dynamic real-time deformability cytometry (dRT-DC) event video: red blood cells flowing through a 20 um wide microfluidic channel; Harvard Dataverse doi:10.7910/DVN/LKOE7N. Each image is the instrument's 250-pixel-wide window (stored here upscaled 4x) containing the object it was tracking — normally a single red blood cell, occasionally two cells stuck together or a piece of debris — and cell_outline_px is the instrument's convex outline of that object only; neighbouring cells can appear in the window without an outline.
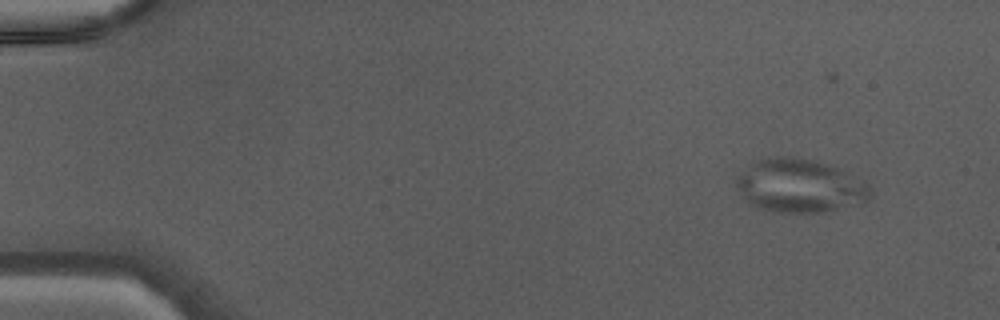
{"species": "Egyptian fruit bat (a non-hibernating species)", "species_latin": "Rousettus aegyptiacus", "temperature_condition": "warm", "stored_images_in_passage": 42, "camera_frame_rate_fps": 3000, "um_per_image_px": 0.085, "animal": {"sex": "male"}, "frame": {"image": 1, "passage_image": 1, "time_ms": 0.0, "image_size_px": [1000, 320], "cell_outline_px": [[872, 196], [868, 200], [860, 204], [824, 212], [776, 212], [760, 208], [752, 204], [748, 200], [736, 184], [736, 176], [740, 172], [752, 164], [760, 160], [776, 156], [792, 156], [816, 160], [840, 168], [868, 184]], "centroid_in_image_um": [68.04, 15.79], "position_along_channel_um": 17.0, "area_um2": 41.5}}
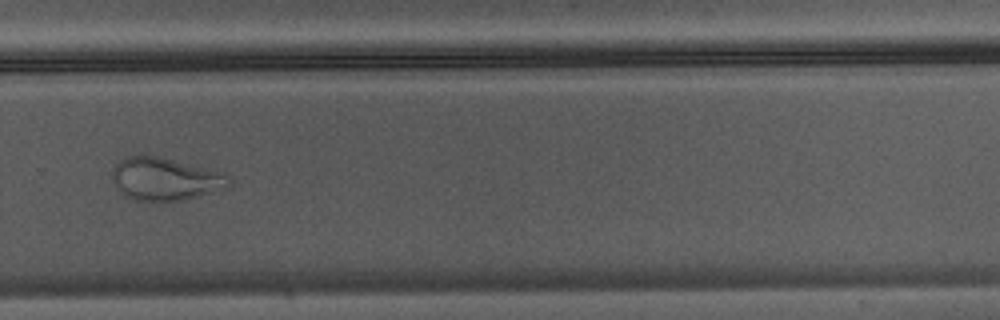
{"frame": {"image": 2, "passage_image": 29, "time_ms": 9.333, "image_size_px": [1000, 320], "cell_outline_px": [[232, 184], [228, 188], [216, 192], [180, 200], [136, 200], [120, 192], [112, 180], [112, 168], [124, 156], [160, 156], [228, 172], [232, 180]], "centroid_in_image_um": [14.13, 15.19], "position_along_channel_um": 315.7, "area_um2": 29.54}}
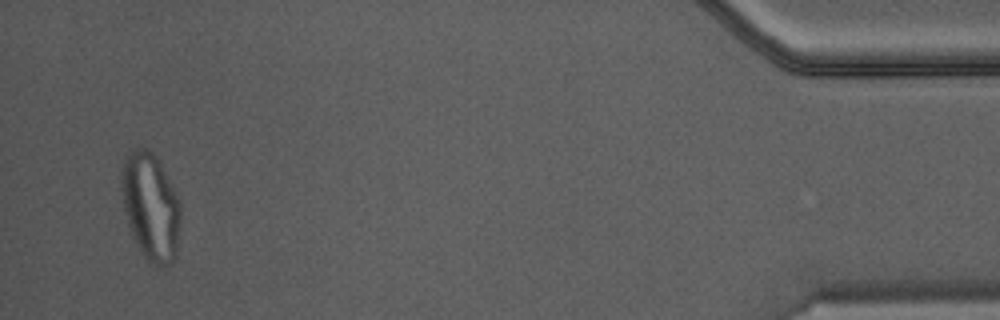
{"frame": {"image": 3, "passage_image": 41, "time_ms": 13.333, "image_size_px": [1000, 320], "cell_outline_px": [[180, 220], [176, 256], [172, 264], [164, 268], [156, 268], [144, 256], [128, 224], [124, 212], [120, 188], [120, 168], [128, 152], [136, 148], [148, 148], [156, 156], [180, 204]], "centroid_in_image_um": [12.78, 17.57], "position_along_channel_um": 422.4, "area_um2": 37.05}}